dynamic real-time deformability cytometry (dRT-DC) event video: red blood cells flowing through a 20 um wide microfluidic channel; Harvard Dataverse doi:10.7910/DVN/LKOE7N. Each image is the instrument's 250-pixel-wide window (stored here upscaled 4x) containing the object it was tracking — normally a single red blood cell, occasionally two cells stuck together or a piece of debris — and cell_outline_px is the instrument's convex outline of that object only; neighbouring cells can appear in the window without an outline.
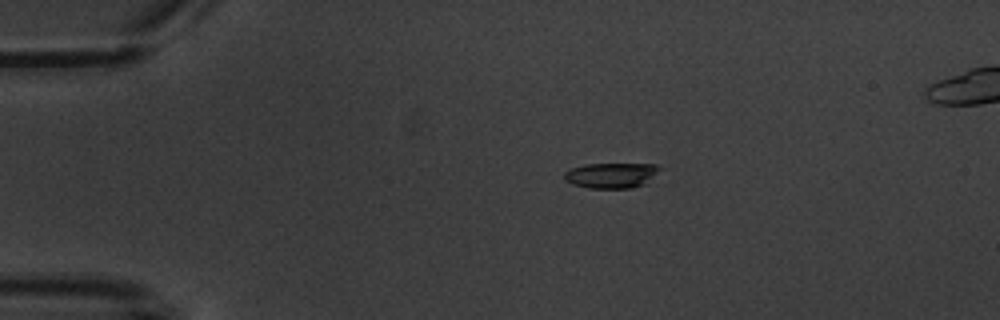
{"species": "common noctule bat (a hibernating species)", "species_latin": "Nyctalus noctula", "temperature_condition": "warm", "stored_images_in_passage": 7, "camera_frame_rate_fps": 3000, "um_per_image_px": 0.085, "animal": {"sex": "male", "body_mass_g": 20.1, "forearm_length_mm": 53.5}, "frame": {"image": 1, "passage_image": 2, "time_ms": 1.0, "image_size_px": [1000, 320], "cell_outline_px": [[664, 168], [644, 184], [632, 188], [588, 188], [572, 184], [564, 180], [564, 172], [568, 168], [584, 164], [656, 164]], "centroid_in_image_um": [51.95, 14.89], "position_along_channel_um": 33.1, "area_um2": 14.33}}
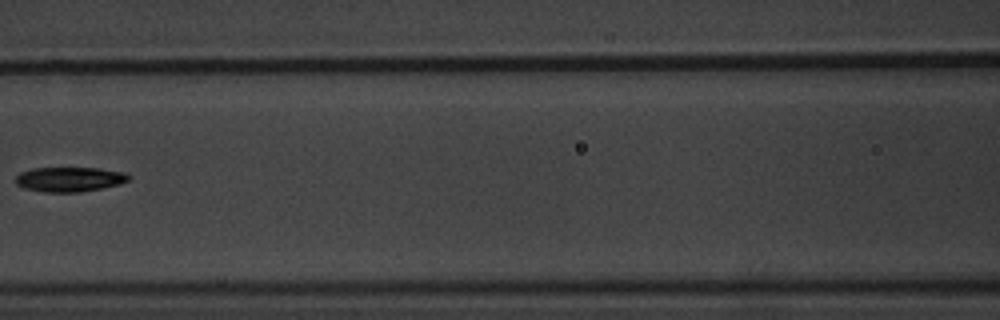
{"frame": {"image": 2, "passage_image": 6, "time_ms": 6.0, "image_size_px": [1000, 320], "cell_outline_px": [[128, 180], [120, 184], [104, 188], [80, 192], [44, 192], [24, 188], [16, 184], [16, 176], [20, 172], [32, 168], [100, 168], [124, 172], [128, 176]], "centroid_in_image_um": [5.89, 15.24], "position_along_channel_um": 160.7, "area_um2": 16.3}}
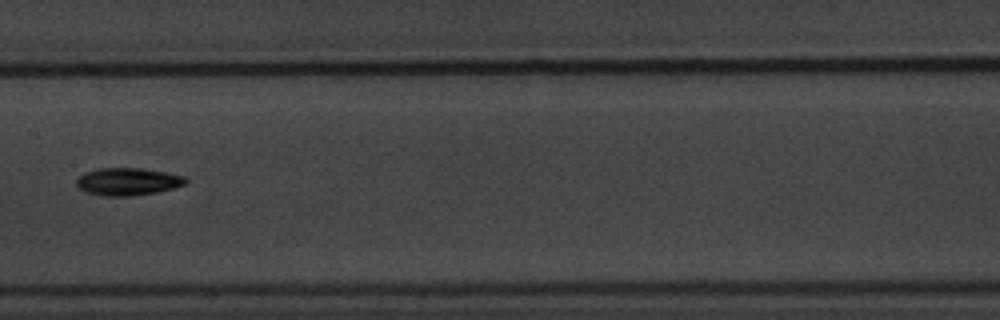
{"frame": {"image": 3, "passage_image": 7, "time_ms": 7.0, "image_size_px": [1000, 320], "cell_outline_px": [[188, 180], [184, 184], [172, 188], [156, 192], [128, 196], [104, 196], [84, 192], [76, 188], [76, 180], [84, 172], [100, 168], [140, 168], [164, 172], [184, 176]], "centroid_in_image_um": [10.79, 15.44], "position_along_channel_um": 196.6, "area_um2": 17.46}}